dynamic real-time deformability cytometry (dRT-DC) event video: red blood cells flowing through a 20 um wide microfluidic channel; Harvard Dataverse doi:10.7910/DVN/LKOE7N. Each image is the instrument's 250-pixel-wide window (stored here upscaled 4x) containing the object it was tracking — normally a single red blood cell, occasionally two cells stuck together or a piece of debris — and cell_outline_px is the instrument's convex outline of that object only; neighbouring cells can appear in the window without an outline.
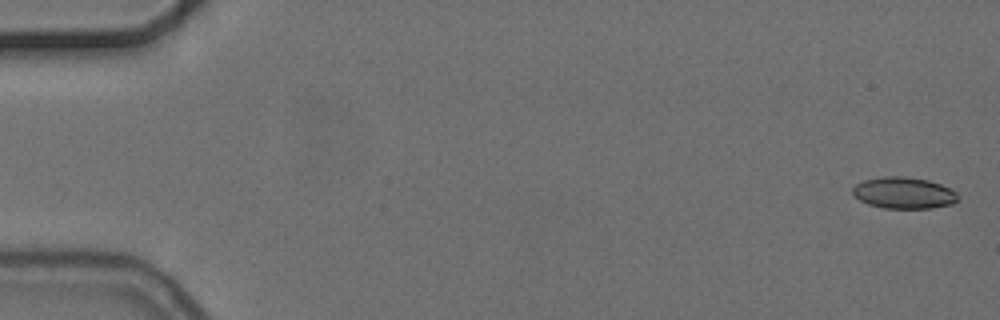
{"species": "common noctule bat (a hibernating species)", "species_latin": "Nyctalus noctula", "temperature_condition": "cold", "stored_images_in_passage": 5, "camera_frame_rate_fps": 3000, "um_per_image_px": 0.085, "animal": {"sex": "female", "body_mass_g": 24.6, "forearm_length_mm": 56.2}, "frame": {"image": 1, "passage_image": 1, "time_ms": 0.0, "image_size_px": [1000, 320], "cell_outline_px": [[960, 196], [952, 204], [932, 208], [884, 208], [868, 204], [860, 200], [852, 192], [852, 188], [856, 184], [864, 180], [884, 176], [904, 176], [928, 180], [940, 184], [956, 192]], "centroid_in_image_um": [76.82, 16.39], "position_along_channel_um": 8.2, "area_um2": 19.25}}
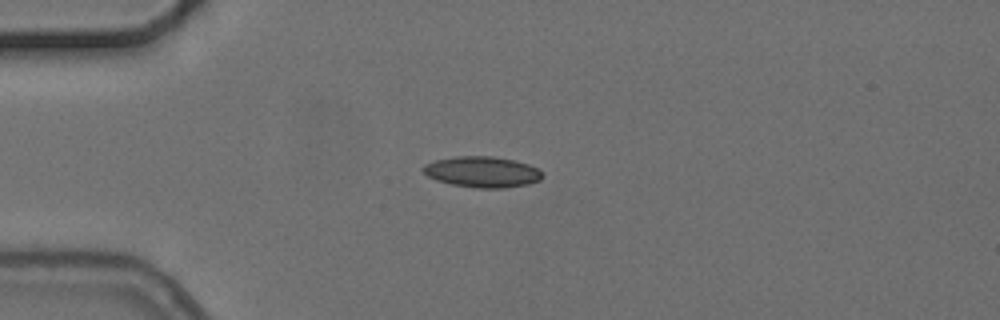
{"frame": {"image": 2, "passage_image": 4, "time_ms": 4.333, "image_size_px": [1000, 320], "cell_outline_px": [[544, 176], [540, 180], [528, 184], [504, 188], [476, 188], [452, 184], [436, 180], [428, 176], [420, 168], [424, 164], [436, 160], [456, 156], [492, 156], [512, 160], [528, 164], [536, 168]], "centroid_in_image_um": [40.97, 14.61], "position_along_channel_um": 44.0, "area_um2": 21.39}}